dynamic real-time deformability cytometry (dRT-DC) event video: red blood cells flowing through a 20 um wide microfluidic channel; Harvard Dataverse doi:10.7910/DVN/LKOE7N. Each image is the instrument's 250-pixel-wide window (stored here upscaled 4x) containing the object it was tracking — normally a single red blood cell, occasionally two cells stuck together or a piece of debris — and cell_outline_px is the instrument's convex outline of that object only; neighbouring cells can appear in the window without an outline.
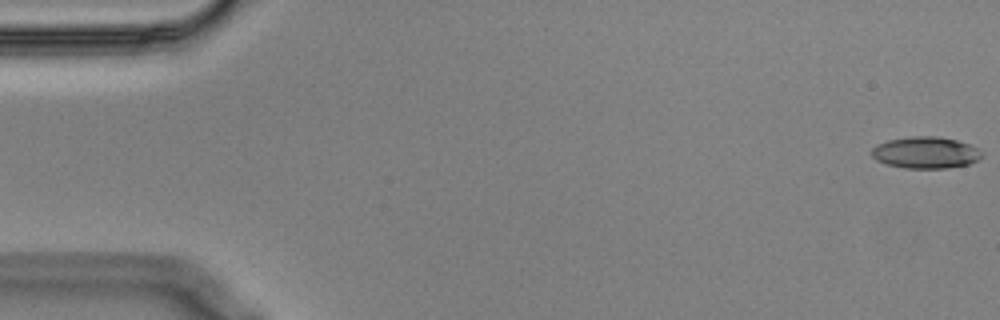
{"species": "Egyptian fruit bat (a non-hibernating species)", "species_latin": "Rousettus aegyptiacus", "temperature_condition": "cold", "stored_images_in_passage": 56, "camera_frame_rate_fps": 3000, "um_per_image_px": 0.085, "animal": {"sex": "male"}, "frame": {"image": 1, "passage_image": 1, "time_ms": 0.0, "image_size_px": [1000, 320], "cell_outline_px": [[984, 152], [976, 160], [968, 164], [948, 168], [904, 168], [888, 164], [876, 160], [872, 156], [872, 148], [876, 144], [888, 140], [908, 136], [940, 136], [956, 140], [968, 144]], "centroid_in_image_um": [78.65, 12.96], "position_along_channel_um": 6.4, "area_um2": 20.29}}
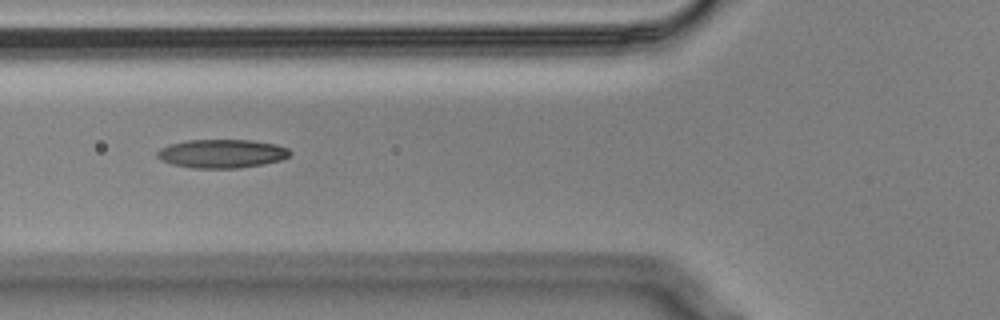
{"frame": {"image": 2, "passage_image": 21, "time_ms": 6.667, "image_size_px": [1000, 320], "cell_outline_px": [[292, 152], [288, 156], [280, 160], [264, 164], [240, 168], [192, 168], [172, 164], [160, 160], [156, 156], [156, 152], [160, 148], [168, 144], [184, 140], [252, 140], [276, 144], [288, 148]], "centroid_in_image_um": [18.82, 13.05], "position_along_channel_um": 107.0, "area_um2": 22.37}}
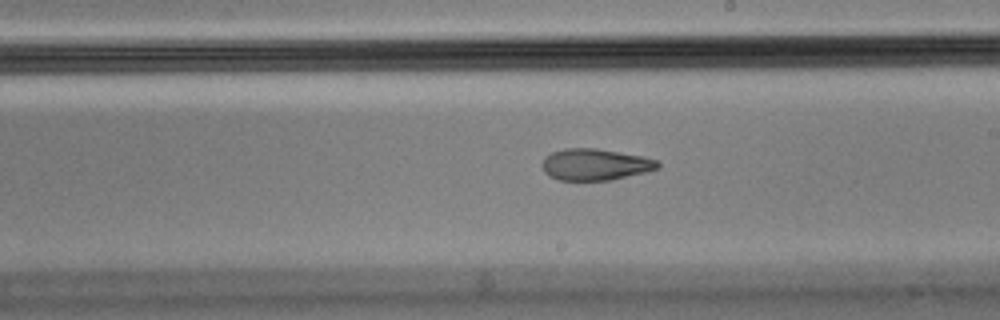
{"frame": {"image": 3, "passage_image": 32, "time_ms": 10.333, "image_size_px": [1000, 320], "cell_outline_px": [[660, 168], [648, 172], [612, 180], [560, 180], [548, 176], [544, 172], [540, 164], [544, 156], [552, 152], [564, 148], [596, 148], [644, 156], [656, 160], [660, 164]], "centroid_in_image_um": [50.58, 13.98], "position_along_channel_um": 238.4, "area_um2": 21.62}, "authors_computed_cell_mechanics": {"area_um2": 21.7039, "velocity_mm_per_s": 3.5806, "shape_relaxation_time_tau1_ms": null, "shape_relaxation_time_tau2_ms": 6.4375, "deformation_change_tau1": null, "deformation_change_tau2": 0.1344}}